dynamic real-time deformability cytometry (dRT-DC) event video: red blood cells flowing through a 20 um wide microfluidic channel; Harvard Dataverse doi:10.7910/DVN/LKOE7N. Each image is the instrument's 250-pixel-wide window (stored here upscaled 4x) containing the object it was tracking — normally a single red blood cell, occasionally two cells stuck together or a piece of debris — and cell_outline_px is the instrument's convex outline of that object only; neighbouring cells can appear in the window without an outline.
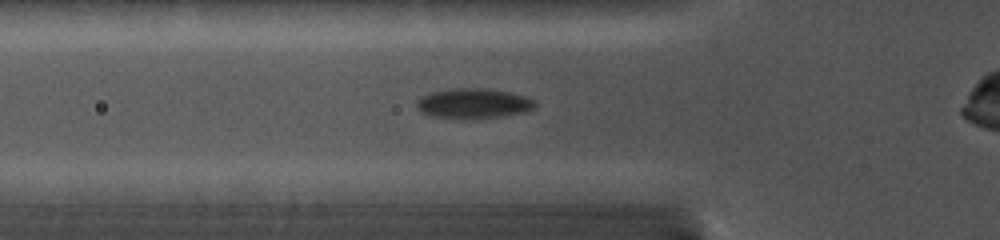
{"species": "common noctule bat (a hibernating species)", "species_latin": "Nyctalus noctula", "temperature_condition": "cold", "stored_images_in_passage": 47, "camera_frame_rate_fps": 5000, "um_per_image_px": 0.085, "animal": {"sex": "female", "body_mass_g": 19.0, "forearm_length_mm": 56.7}, "frame": {"image": 1, "passage_image": 3, "time_ms": 0.2, "image_size_px": [1000, 240], "cell_outline_px": [[536, 104], [532, 108], [524, 112], [500, 116], [472, 120], [428, 116], [420, 112], [416, 108], [416, 100], [432, 92], [452, 88], [480, 88], [508, 92], [528, 96], [536, 100]], "centroid_in_image_um": [40.21, 8.81], "position_along_channel_um": 85.6, "area_um2": 20.98}}
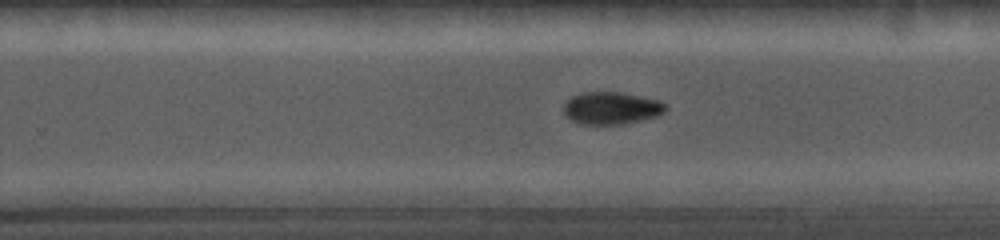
{"frame": {"image": 2, "passage_image": 27, "time_ms": 5.0, "image_size_px": [1000, 240], "cell_outline_px": [[668, 108], [664, 112], [656, 116], [624, 124], [580, 124], [564, 116], [564, 104], [572, 96], [580, 92], [620, 92], [660, 100]], "centroid_in_image_um": [51.95, 9.18], "position_along_channel_um": 277.9, "area_um2": 19.25}}
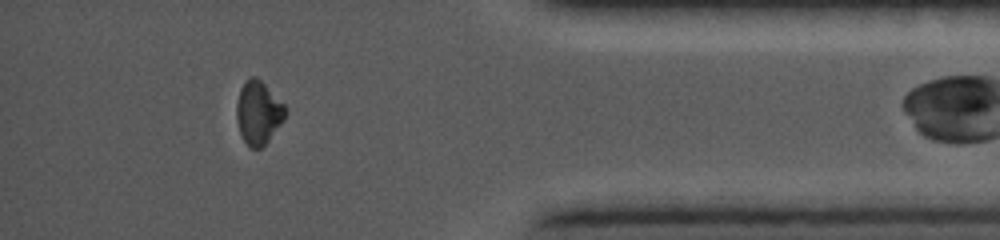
{"frame": {"image": 3, "passage_image": 46, "time_ms": 8.8, "image_size_px": [1000, 240], "cell_outline_px": [[284, 120], [268, 140], [260, 148], [252, 148], [244, 140], [240, 132], [236, 120], [236, 104], [240, 88], [244, 80], [252, 76], [256, 76], [284, 104]], "centroid_in_image_um": [21.92, 9.55], "position_along_channel_um": 413.3, "area_um2": 17.69}}